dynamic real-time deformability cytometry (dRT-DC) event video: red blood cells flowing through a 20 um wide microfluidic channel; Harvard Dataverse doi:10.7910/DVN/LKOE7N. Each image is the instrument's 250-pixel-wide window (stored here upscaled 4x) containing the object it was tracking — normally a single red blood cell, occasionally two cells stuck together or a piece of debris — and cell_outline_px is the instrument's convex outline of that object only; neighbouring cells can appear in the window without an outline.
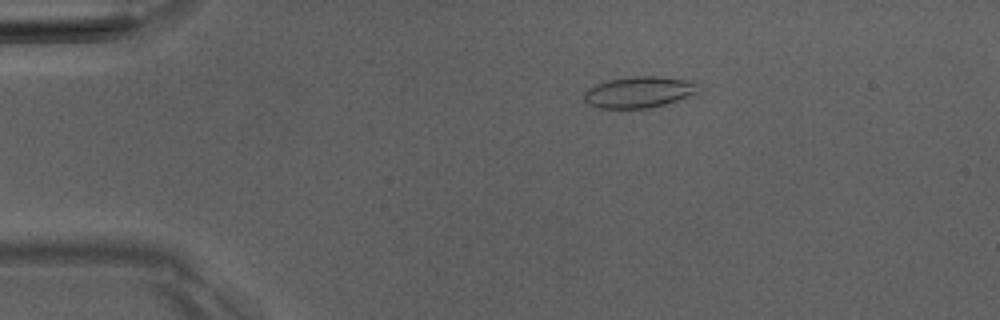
{"species": "Egyptian fruit bat (a non-hibernating species)", "species_latin": "Rousettus aegyptiacus", "temperature_condition": "room temperature", "stored_images_in_passage": 4, "camera_frame_rate_fps": 3000, "um_per_image_px": 0.085, "animal": {"sex": "male"}, "frame": {"image": 1, "passage_image": 4, "time_ms": 4.333, "image_size_px": [1000, 320], "cell_outline_px": [[700, 92], [652, 108], [596, 108], [588, 104], [584, 100], [584, 92], [588, 88], [596, 84], [608, 80], [632, 76], [660, 76], [696, 80], [700, 84]], "centroid_in_image_um": [54.37, 7.81], "position_along_channel_um": 30.6, "area_um2": 21.21}}